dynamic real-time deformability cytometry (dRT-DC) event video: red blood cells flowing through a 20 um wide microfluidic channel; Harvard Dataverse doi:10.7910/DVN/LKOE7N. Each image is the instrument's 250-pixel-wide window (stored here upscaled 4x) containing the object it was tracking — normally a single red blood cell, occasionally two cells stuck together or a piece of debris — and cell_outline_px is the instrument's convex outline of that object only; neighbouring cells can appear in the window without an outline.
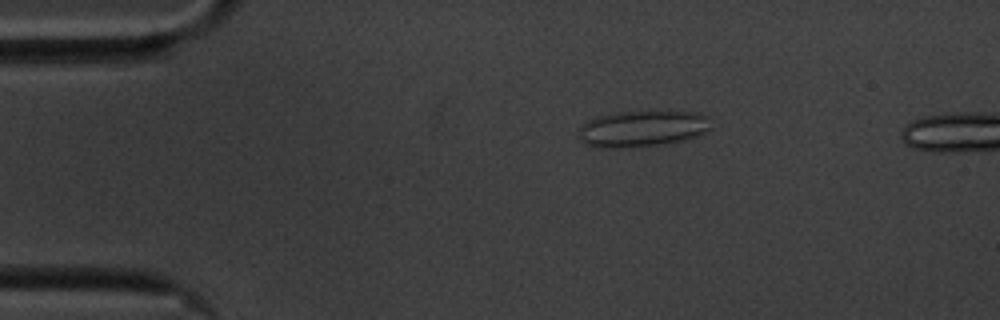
{"species": "common noctule bat (a hibernating species)", "species_latin": "Nyctalus noctula", "temperature_condition": "cold", "stored_images_in_passage": 54, "camera_frame_rate_fps": 3000, "um_per_image_px": 0.085, "animal": {"sex": "male", "body_mass_g": 20.1, "forearm_length_mm": 53.5}, "frame": {"image": 1, "passage_image": 10, "time_ms": 3.0, "image_size_px": [1000, 320], "cell_outline_px": [[712, 128], [696, 136], [684, 140], [664, 144], [628, 148], [596, 148], [584, 144], [580, 140], [580, 124], [596, 116], [624, 112], [700, 112], [708, 116]], "centroid_in_image_um": [54.58, 10.95], "position_along_channel_um": 30.4, "area_um2": 28.15}}
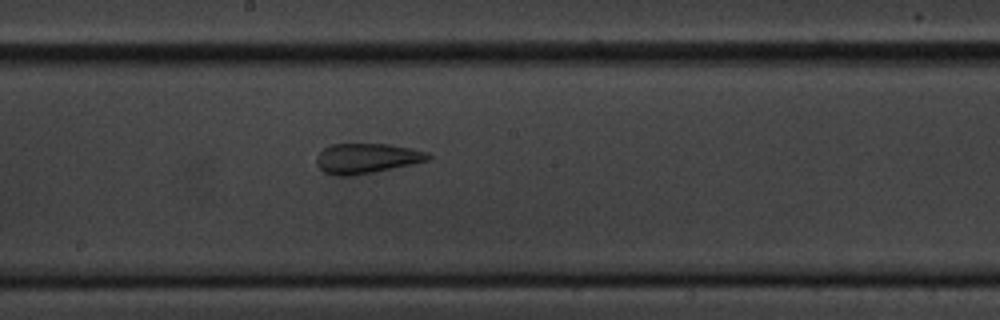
{"frame": {"image": 2, "passage_image": 30, "time_ms": 9.667, "image_size_px": [1000, 320], "cell_outline_px": [[432, 160], [352, 176], [336, 176], [324, 172], [316, 164], [316, 156], [324, 148], [332, 144], [392, 144], [412, 148], [428, 152], [432, 156]], "centroid_in_image_um": [31.19, 13.45], "position_along_channel_um": 217.0, "area_um2": 19.71}}
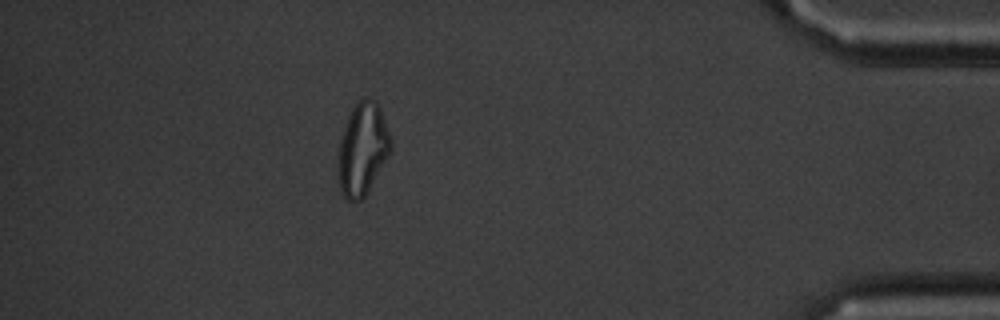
{"frame": {"image": 3, "passage_image": 50, "time_ms": 16.333, "image_size_px": [1000, 320], "cell_outline_px": [[392, 152], [368, 192], [360, 200], [348, 200], [340, 192], [336, 164], [340, 140], [348, 116], [356, 100], [364, 96], [368, 96], [376, 100], [380, 104], [392, 140]], "centroid_in_image_um": [30.83, 12.63], "position_along_channel_um": 404.4, "area_um2": 29.3}}